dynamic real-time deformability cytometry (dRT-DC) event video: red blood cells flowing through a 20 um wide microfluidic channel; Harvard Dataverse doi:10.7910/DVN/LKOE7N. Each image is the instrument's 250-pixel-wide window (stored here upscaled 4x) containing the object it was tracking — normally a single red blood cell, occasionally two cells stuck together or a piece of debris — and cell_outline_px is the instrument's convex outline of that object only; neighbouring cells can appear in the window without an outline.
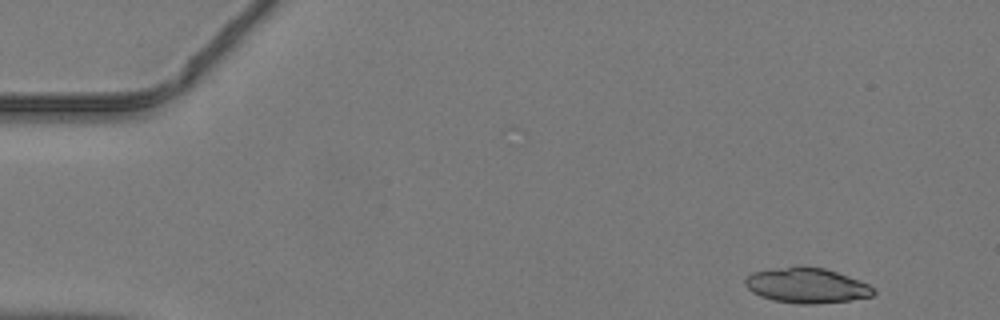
{"species": "common noctule bat (a hibernating species)", "species_latin": "Nyctalus noctula", "temperature_condition": "warm", "stored_images_in_passage": 43, "camera_frame_rate_fps": 3000, "um_per_image_px": 0.085, "animal": {"sex": "male", "body_mass_g": 19.2, "forearm_length_mm": 51.8}, "frame": {"image": 1, "passage_image": 1, "time_ms": 0.0, "image_size_px": [1000, 320], "cell_outline_px": [[876, 292], [872, 296], [848, 300], [816, 304], [800, 304], [772, 300], [760, 296], [752, 292], [744, 284], [744, 280], [752, 272], [772, 268], [796, 264], [800, 264], [824, 268], [848, 276], [868, 284]], "centroid_in_image_um": [68.52, 24.24], "position_along_channel_um": 16.5, "area_um2": 26.59}}